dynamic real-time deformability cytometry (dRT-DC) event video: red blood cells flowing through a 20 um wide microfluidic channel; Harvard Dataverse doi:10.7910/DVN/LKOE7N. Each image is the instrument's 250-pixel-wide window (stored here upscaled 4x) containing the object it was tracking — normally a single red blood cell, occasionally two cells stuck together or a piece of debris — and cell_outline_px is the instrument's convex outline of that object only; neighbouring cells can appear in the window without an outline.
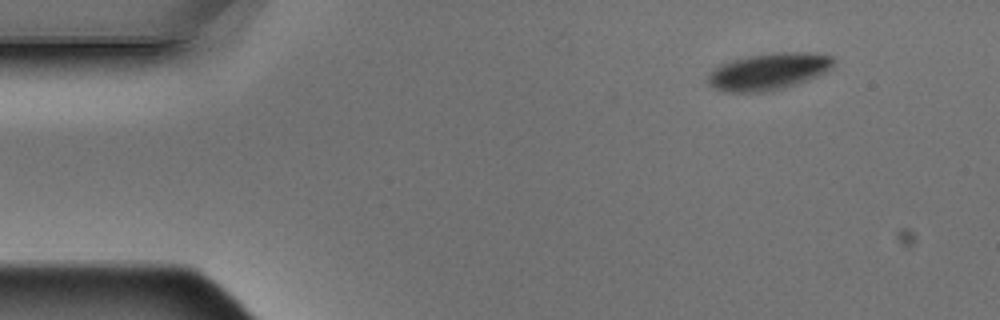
{"species": "Egyptian fruit bat (a non-hibernating species)", "species_latin": "Rousettus aegyptiacus", "temperature_condition": "warm", "stored_images_in_passage": 4, "camera_frame_rate_fps": 3000, "um_per_image_px": 0.085, "animal": {"sex": "male"}, "frame": {"image": 1, "passage_image": 1, "time_ms": 0.0, "image_size_px": [1000, 320], "cell_outline_px": [[836, 60], [832, 68], [808, 80], [772, 92], [724, 92], [712, 88], [708, 84], [708, 72], [712, 68], [720, 64], [732, 60], [748, 56], [772, 52], [816, 52], [832, 56]], "centroid_in_image_um": [65.32, 6.07], "position_along_channel_um": 19.7, "area_um2": 27.51}}
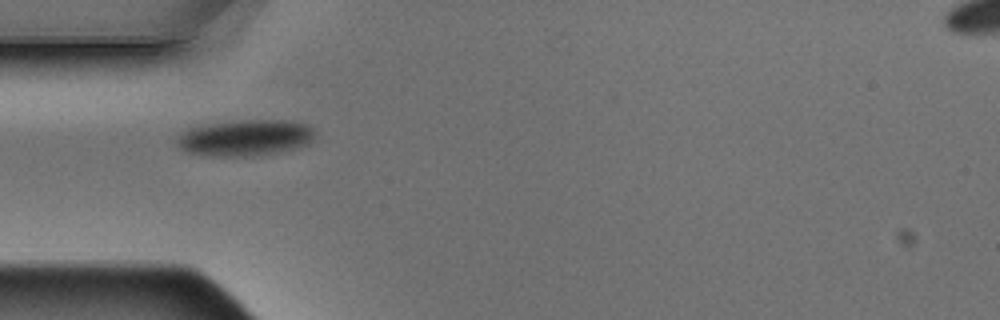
{"frame": {"image": 2, "passage_image": 4, "time_ms": 1.0, "image_size_px": [1000, 320], "cell_outline_px": [[316, 132], [312, 140], [308, 144], [276, 152], [252, 156], [204, 156], [184, 152], [176, 144], [176, 140], [180, 132], [188, 128], [204, 124], [244, 120], [288, 120], [308, 124], [316, 128]], "centroid_in_image_um": [20.81, 11.7], "position_along_channel_um": 64.2, "area_um2": 29.54}}